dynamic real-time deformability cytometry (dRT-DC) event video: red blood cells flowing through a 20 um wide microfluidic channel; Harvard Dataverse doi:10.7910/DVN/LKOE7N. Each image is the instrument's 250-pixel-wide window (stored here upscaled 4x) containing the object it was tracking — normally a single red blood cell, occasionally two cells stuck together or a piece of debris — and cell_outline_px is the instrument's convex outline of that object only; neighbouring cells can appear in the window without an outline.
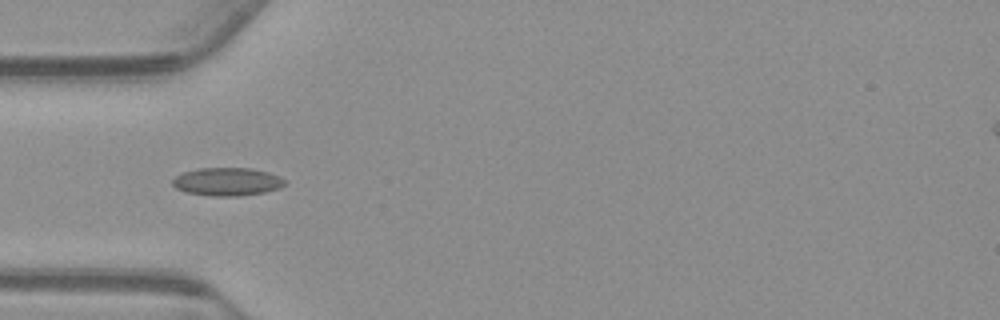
{"species": "common noctule bat (a hibernating species)", "species_latin": "Nyctalus noctula", "temperature_condition": "warm", "stored_images_in_passage": 15, "camera_frame_rate_fps": 3000, "um_per_image_px": 0.085, "animal": {"sex": "male", "body_mass_g": 23.1, "forearm_length_mm": 52.7}, "frame": {"image": 1, "passage_image": 3, "time_ms": 0.667, "image_size_px": [1000, 320], "cell_outline_px": [[284, 184], [280, 188], [264, 192], [240, 196], [212, 196], [188, 192], [176, 188], [172, 184], [172, 180], [176, 176], [184, 172], [200, 168], [252, 168], [268, 172], [280, 176], [284, 180]], "centroid_in_image_um": [19.32, 15.44], "position_along_channel_um": 65.7, "area_um2": 18.26}}
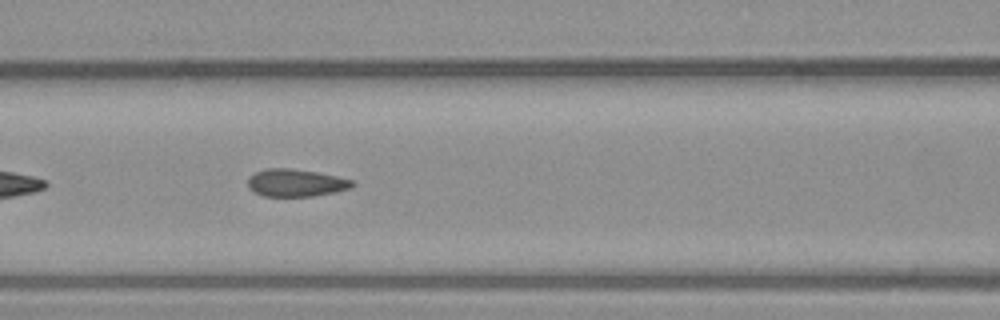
{"frame": {"image": 2, "passage_image": 9, "time_ms": 2.667, "image_size_px": [1000, 320], "cell_outline_px": [[356, 184], [352, 188], [336, 192], [312, 196], [264, 196], [248, 188], [248, 176], [256, 172], [268, 168], [288, 168], [316, 172], [336, 176], [352, 180]], "centroid_in_image_um": [25.16, 15.54], "position_along_channel_um": 141.4, "area_um2": 16.7}}
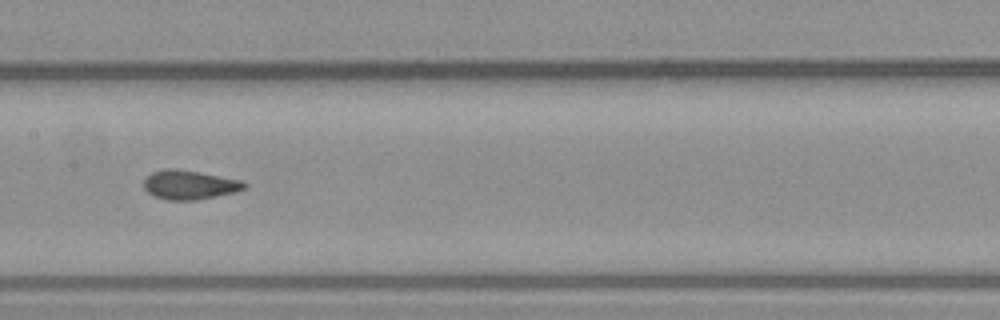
{"frame": {"image": 3, "passage_image": 13, "time_ms": 4.0, "image_size_px": [1000, 320], "cell_outline_px": [[248, 188], [236, 192], [196, 200], [164, 200], [148, 192], [144, 188], [144, 180], [152, 172], [164, 168], [176, 168], [240, 180], [248, 184]], "centroid_in_image_um": [16.12, 15.71], "position_along_channel_um": 191.3, "area_um2": 17.05}}